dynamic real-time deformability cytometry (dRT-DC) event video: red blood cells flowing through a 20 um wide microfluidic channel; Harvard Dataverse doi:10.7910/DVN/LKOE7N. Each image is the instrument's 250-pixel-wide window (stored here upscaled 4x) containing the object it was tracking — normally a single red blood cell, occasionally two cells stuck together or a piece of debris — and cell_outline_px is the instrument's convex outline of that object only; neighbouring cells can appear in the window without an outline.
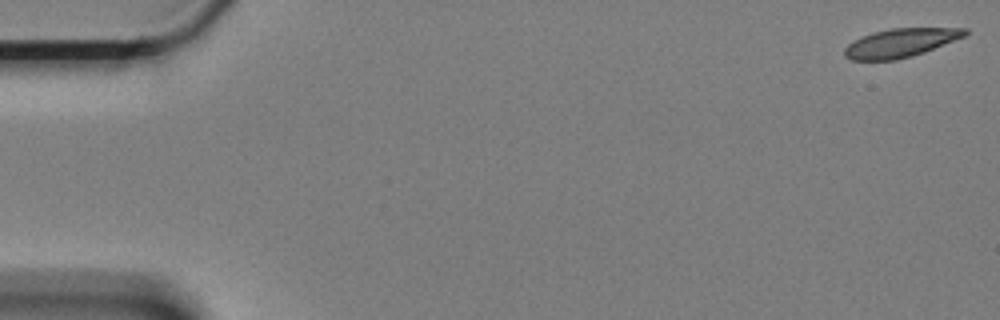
{"species": "Egyptian fruit bat (a non-hibernating species)", "species_latin": "Rousettus aegyptiacus", "temperature_condition": "cold", "stored_images_in_passage": 19, "camera_frame_rate_fps": 3000, "um_per_image_px": 0.085, "animal": {"sex": "female"}, "frame": {"image": 1, "passage_image": 1, "time_ms": 0.0, "image_size_px": [1000, 320], "cell_outline_px": [[968, 32], [964, 36], [924, 52], [912, 56], [896, 60], [852, 60], [844, 56], [844, 48], [852, 40], [872, 32], [888, 28], [968, 28]], "centroid_in_image_um": [76.49, 3.64], "position_along_channel_um": 8.5, "area_um2": 20.11}}
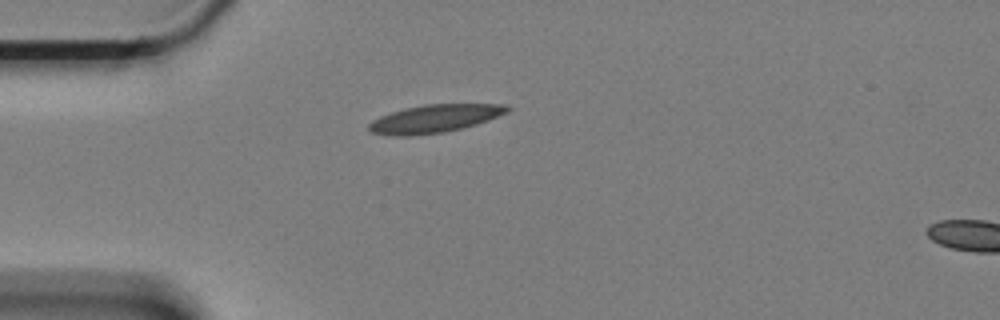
{"frame": {"image": 2, "passage_image": 16, "time_ms": 5.0, "image_size_px": [1000, 320], "cell_outline_px": [[512, 108], [508, 112], [488, 120], [476, 124], [444, 132], [408, 136], [392, 136], [372, 132], [368, 128], [368, 124], [372, 120], [380, 116], [404, 108], [424, 104], [508, 104]], "centroid_in_image_um": [36.95, 10.07], "position_along_channel_um": 48.0, "area_um2": 22.54}}